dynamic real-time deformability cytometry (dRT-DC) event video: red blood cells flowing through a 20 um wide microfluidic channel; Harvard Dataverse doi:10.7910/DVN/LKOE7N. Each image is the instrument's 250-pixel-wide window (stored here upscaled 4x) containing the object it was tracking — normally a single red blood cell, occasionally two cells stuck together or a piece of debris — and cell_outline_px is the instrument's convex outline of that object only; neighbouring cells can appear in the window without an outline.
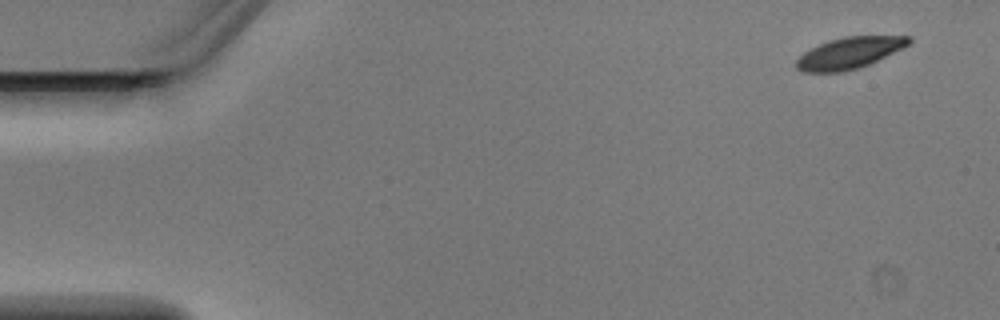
{"species": "Egyptian fruit bat (a non-hibernating species)", "species_latin": "Rousettus aegyptiacus", "temperature_condition": "warm", "stored_images_in_passage": 4, "camera_frame_rate_fps": 3000, "um_per_image_px": 0.085, "animal": {"sex": "male"}, "frame": {"image": 1, "passage_image": 1, "time_ms": 0.0, "image_size_px": [1000, 320], "cell_outline_px": [[912, 40], [908, 44], [868, 64], [856, 68], [840, 72], [804, 72], [796, 68], [796, 60], [804, 52], [828, 40], [844, 36], [912, 36]], "centroid_in_image_um": [72.15, 4.49], "position_along_channel_um": 12.9, "area_um2": 20.11}}
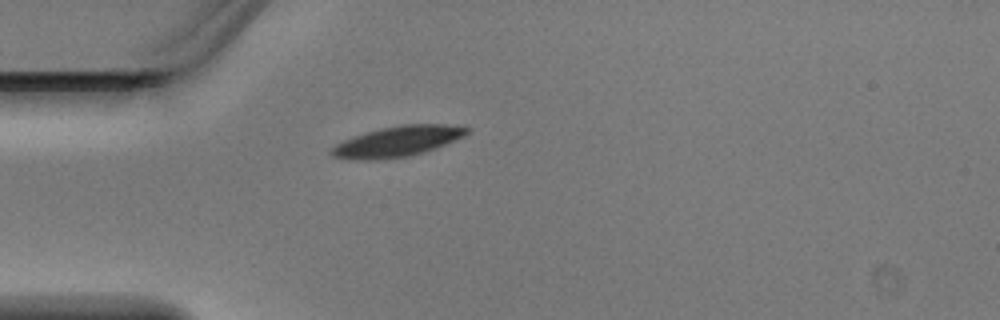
{"frame": {"image": 2, "passage_image": 4, "time_ms": 1.0, "image_size_px": [1000, 320], "cell_outline_px": [[472, 132], [464, 136], [444, 144], [408, 156], [376, 160], [356, 160], [332, 156], [328, 152], [336, 144], [344, 140], [380, 128], [404, 124], [464, 124], [472, 128]], "centroid_in_image_um": [33.85, 12.0], "position_along_channel_um": 51.1, "area_um2": 23.99}}